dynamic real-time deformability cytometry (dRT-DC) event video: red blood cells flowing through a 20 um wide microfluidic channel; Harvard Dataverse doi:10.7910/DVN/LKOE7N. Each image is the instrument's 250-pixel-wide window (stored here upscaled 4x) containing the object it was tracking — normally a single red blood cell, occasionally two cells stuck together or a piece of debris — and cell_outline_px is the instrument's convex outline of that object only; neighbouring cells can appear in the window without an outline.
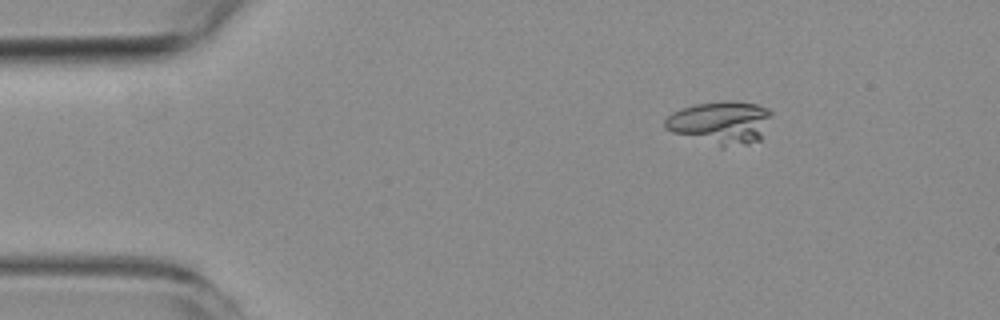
{"species": "common noctule bat (a hibernating species)", "species_latin": "Nyctalus noctula", "temperature_condition": "room temperature", "stored_images_in_passage": 4, "camera_frame_rate_fps": 3000, "um_per_image_px": 0.085, "animal": {"sex": "female", "body_mass_g": 19.3, "forearm_length_mm": 54.1}, "frame": {"image": 1, "passage_image": 1, "time_ms": 0.0, "image_size_px": [1000, 320], "cell_outline_px": [[772, 116], [760, 140], [748, 144], [724, 148], [720, 148], [672, 132], [664, 128], [664, 120], [672, 112], [696, 104], [724, 100], [732, 100], [760, 104], [768, 108], [772, 112]], "centroid_in_image_um": [61.28, 10.43], "position_along_channel_um": 23.7, "area_um2": 27.28}}